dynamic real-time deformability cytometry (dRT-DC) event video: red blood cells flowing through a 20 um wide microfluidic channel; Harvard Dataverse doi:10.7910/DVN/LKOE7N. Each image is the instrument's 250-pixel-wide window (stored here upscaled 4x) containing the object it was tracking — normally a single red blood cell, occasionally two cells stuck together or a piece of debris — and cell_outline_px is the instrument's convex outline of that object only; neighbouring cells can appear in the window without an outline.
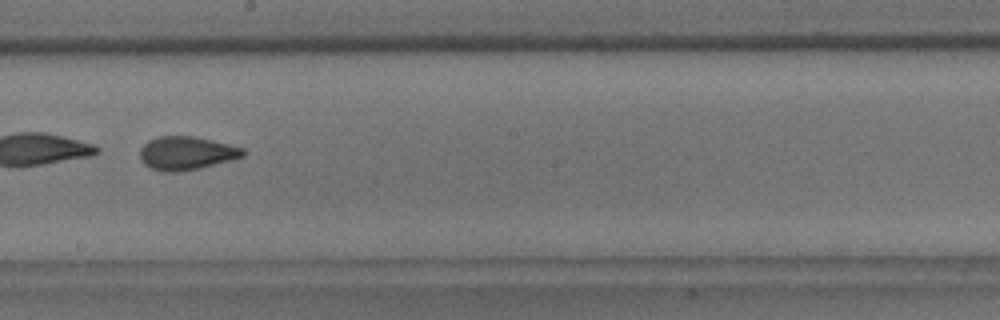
{"species": "common noctule bat (a hibernating species)", "species_latin": "Nyctalus noctula", "temperature_condition": "room temperature", "stored_images_in_passage": 10, "camera_frame_rate_fps": 3000, "um_per_image_px": 0.085, "animal": {"sex": "male", "body_mass_g": 18.8}, "frame": {"image": 1, "passage_image": 5, "time_ms": 4.667, "image_size_px": [1000, 320], "cell_outline_px": [[244, 156], [232, 160], [180, 172], [164, 172], [152, 168], [144, 164], [140, 156], [140, 148], [148, 140], [156, 136], [192, 136], [212, 140], [244, 148]], "centroid_in_image_um": [15.83, 13.01], "position_along_channel_um": 232.4, "area_um2": 20.0}}
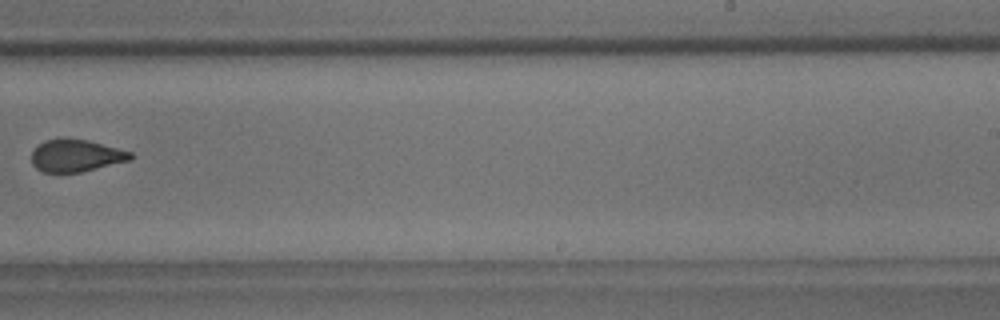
{"frame": {"image": 2, "passage_image": 6, "time_ms": 6.0, "image_size_px": [1000, 320], "cell_outline_px": [[136, 156], [132, 160], [80, 172], [44, 172], [36, 168], [32, 164], [32, 152], [44, 140], [64, 136], [88, 140], [132, 152]], "centroid_in_image_um": [6.48, 13.2], "position_along_channel_um": 282.5, "area_um2": 18.9}}